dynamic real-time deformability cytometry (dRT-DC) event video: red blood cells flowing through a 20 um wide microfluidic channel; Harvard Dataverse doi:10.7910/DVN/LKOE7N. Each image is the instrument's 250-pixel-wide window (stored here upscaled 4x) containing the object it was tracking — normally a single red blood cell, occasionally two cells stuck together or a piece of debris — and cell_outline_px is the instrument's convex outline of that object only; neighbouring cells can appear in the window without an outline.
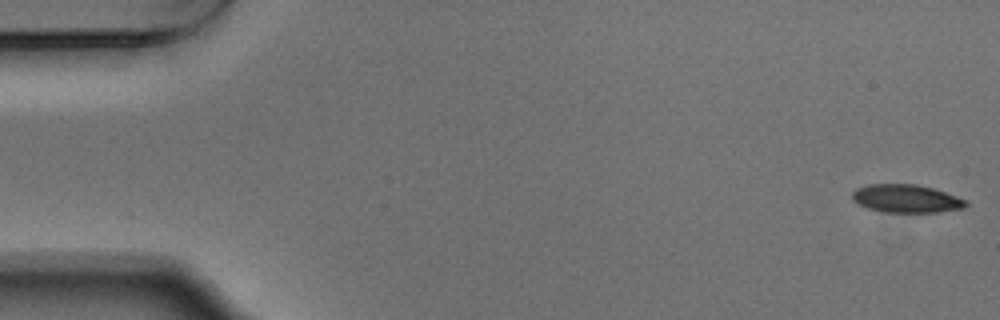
{"species": "Egyptian fruit bat (a non-hibernating species)", "species_latin": "Rousettus aegyptiacus", "temperature_condition": "warm", "stored_images_in_passage": 54, "camera_frame_rate_fps": 3000, "um_per_image_px": 0.085, "animal": {"sex": "male"}, "frame": {"image": 1, "passage_image": 1, "time_ms": 0.0, "image_size_px": [1000, 320], "cell_outline_px": [[968, 204], [964, 208], [936, 212], [880, 212], [868, 208], [852, 200], [852, 192], [856, 188], [868, 184], [916, 184], [932, 188], [968, 200]], "centroid_in_image_um": [77.02, 16.88], "position_along_channel_um": 8.0, "area_um2": 18.61}}
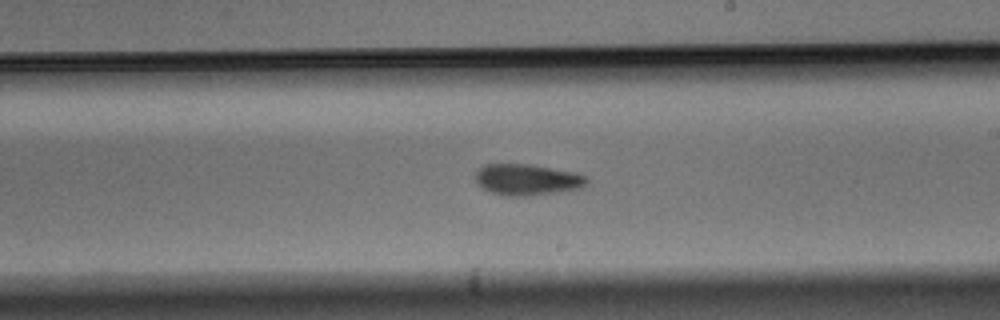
{"frame": {"image": 2, "passage_image": 31, "time_ms": 10.0, "image_size_px": [1000, 320], "cell_outline_px": [[588, 184], [580, 188], [560, 192], [528, 196], [504, 196], [492, 192], [476, 184], [476, 172], [484, 164], [528, 164], [576, 172], [588, 176]], "centroid_in_image_um": [44.84, 15.27], "position_along_channel_um": 244.2, "area_um2": 20.4}}
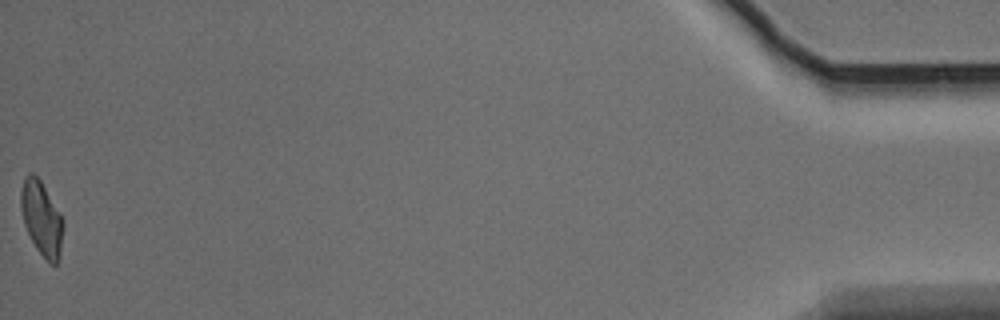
{"frame": {"image": 3, "passage_image": 54, "time_ms": 17.667, "image_size_px": [1000, 320], "cell_outline_px": [[64, 228], [60, 248], [56, 264], [48, 264], [36, 248], [24, 224], [20, 208], [20, 192], [24, 176], [28, 172], [32, 172], [40, 180], [64, 220]], "centroid_in_image_um": [3.51, 18.54], "position_along_channel_um": 431.7, "area_um2": 18.26}, "authors_computed_cell_mechanics": {"area_um2": 19.941, "velocity_mm_per_s": 3.7329, "shape_relaxation_time_tau1_ms": 5.1214, "shape_relaxation_time_tau2_ms": 4.3414, "deformation_change_tau1": 0.1282, "deformation_change_tau2": 0.102}}